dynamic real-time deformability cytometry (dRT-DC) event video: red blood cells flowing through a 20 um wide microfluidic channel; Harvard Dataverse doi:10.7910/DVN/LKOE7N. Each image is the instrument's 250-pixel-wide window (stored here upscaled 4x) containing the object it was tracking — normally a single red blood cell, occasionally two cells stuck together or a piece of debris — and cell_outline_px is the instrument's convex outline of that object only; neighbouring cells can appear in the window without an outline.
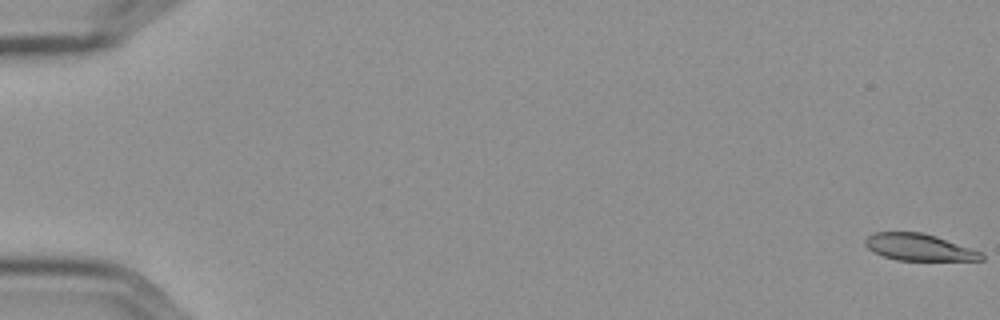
{"species": "Egyptian fruit bat (a non-hibernating species)", "species_latin": "Rousettus aegyptiacus", "temperature_condition": "cold", "stored_images_in_passage": 16, "camera_frame_rate_fps": 3000, "um_per_image_px": 0.085, "frame": {"image": 1, "passage_image": 1, "time_ms": 0.0, "image_size_px": [1000, 320], "cell_outline_px": [[984, 260], [896, 260], [872, 252], [864, 244], [864, 240], [868, 236], [876, 232], [920, 232], [936, 236], [984, 252]], "centroid_in_image_um": [78.13, 21.02], "position_along_channel_um": 6.9, "area_um2": 18.21}}
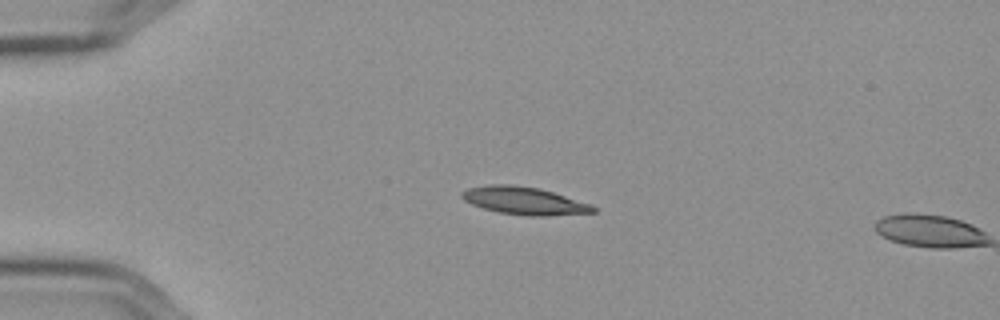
{"frame": {"image": 2, "passage_image": 15, "time_ms": 4.667, "image_size_px": [1000, 320], "cell_outline_px": [[596, 212], [548, 216], [528, 216], [500, 212], [484, 208], [472, 204], [464, 200], [460, 196], [460, 192], [468, 188], [492, 184], [512, 184], [540, 188], [592, 204], [596, 208]], "centroid_in_image_um": [44.57, 17.06], "position_along_channel_um": 40.4, "area_um2": 21.21}}